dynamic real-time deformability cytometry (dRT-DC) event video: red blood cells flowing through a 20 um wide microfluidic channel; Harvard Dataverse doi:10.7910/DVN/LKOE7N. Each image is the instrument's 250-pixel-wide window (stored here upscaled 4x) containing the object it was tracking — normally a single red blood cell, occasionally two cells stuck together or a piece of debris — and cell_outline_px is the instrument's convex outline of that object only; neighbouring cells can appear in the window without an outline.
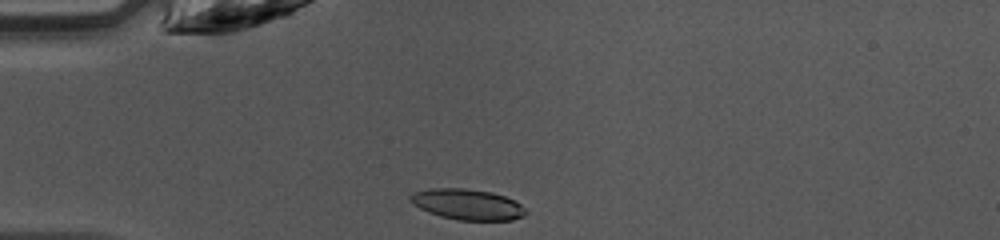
{"species": "common noctule bat (a hibernating species)", "species_latin": "Nyctalus noctula", "temperature_condition": "warm", "stored_images_in_passage": 36, "camera_frame_rate_fps": 3000, "um_per_image_px": 0.085, "animal": {"sex": "female", "body_mass_g": 10.0, "forearm_length_mm": 53.1}, "frame": {"image": 1, "passage_image": 1, "time_ms": 0.0, "image_size_px": [1000, 240], "cell_outline_px": [[528, 212], [524, 216], [512, 220], [456, 220], [440, 216], [428, 212], [412, 204], [408, 200], [408, 196], [412, 192], [432, 188], [464, 188], [492, 192], [504, 196], [520, 204]], "centroid_in_image_um": [39.69, 17.37], "position_along_channel_um": 45.3, "area_um2": 20.81}}
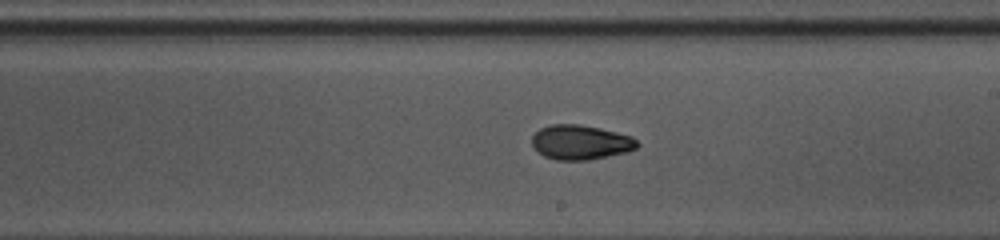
{"frame": {"image": 2, "passage_image": 16, "time_ms": 5.0, "image_size_px": [1000, 240], "cell_outline_px": [[640, 144], [636, 148], [628, 152], [588, 160], [556, 160], [544, 156], [532, 144], [532, 136], [540, 128], [548, 124], [580, 124], [600, 128], [632, 136]], "centroid_in_image_um": [49.36, 12.09], "position_along_channel_um": 239.6, "area_um2": 21.27}}
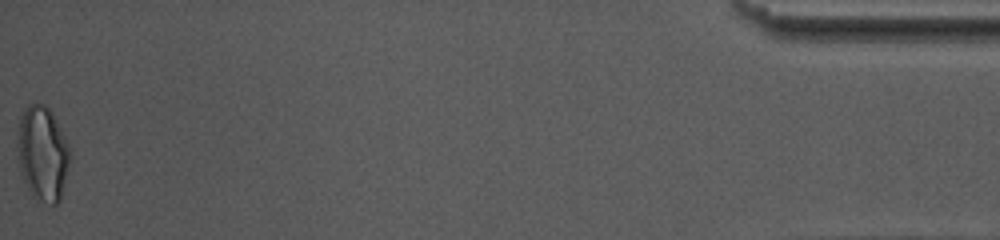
{"frame": {"image": 3, "passage_image": 36, "time_ms": 11.667, "image_size_px": [1000, 240], "cell_outline_px": [[68, 164], [60, 200], [56, 204], [52, 204], [40, 200], [32, 196], [20, 172], [20, 116], [24, 108], [28, 104], [44, 104], [52, 112], [68, 144]], "centroid_in_image_um": [3.63, 13.04], "position_along_channel_um": 431.6, "area_um2": 27.8}, "authors_computed_cell_mechanics": {"area_um2": 21.386, "velocity_mm_per_s": 4.2441, "shape_relaxation_time_tau1_ms": 5.2348, "shape_relaxation_time_tau2_ms": 1.699, "deformation_change_tau1": 0.1665, "deformation_change_tau2": 0.0672}}